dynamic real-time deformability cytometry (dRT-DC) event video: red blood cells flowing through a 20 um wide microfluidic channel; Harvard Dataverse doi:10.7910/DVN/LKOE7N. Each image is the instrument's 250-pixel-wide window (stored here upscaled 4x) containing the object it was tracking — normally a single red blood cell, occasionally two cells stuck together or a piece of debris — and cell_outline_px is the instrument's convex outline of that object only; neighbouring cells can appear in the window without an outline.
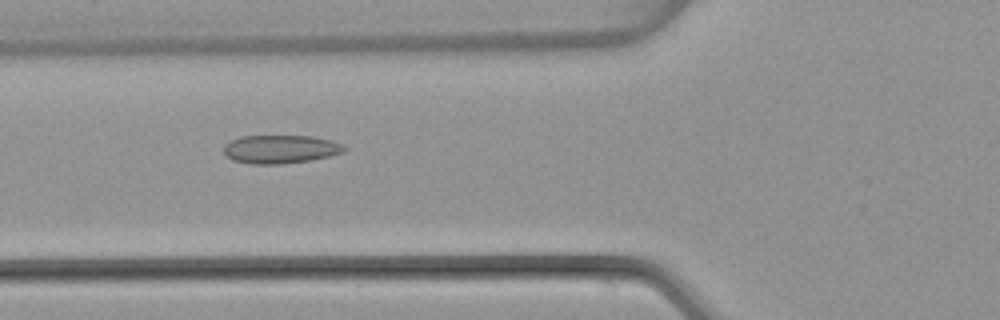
{"species": "common noctule bat (a hibernating species)", "species_latin": "Nyctalus noctula", "temperature_condition": "warm", "stored_images_in_passage": 43, "camera_frame_rate_fps": 3000, "um_per_image_px": 0.085, "animal": {"sex": "female", "body_mass_g": 22.7, "forearm_length_mm": 54.2}, "frame": {"image": 1, "passage_image": 11, "time_ms": 3.333, "image_size_px": [1000, 320], "cell_outline_px": [[348, 148], [344, 152], [312, 160], [280, 164], [252, 164], [232, 160], [224, 156], [224, 144], [240, 136], [312, 136], [332, 140], [344, 144]], "centroid_in_image_um": [23.85, 12.68], "position_along_channel_um": 102.0, "area_um2": 20.17}}
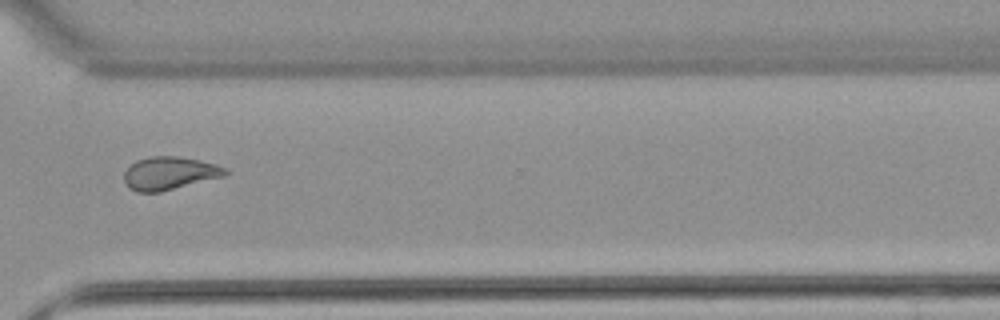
{"frame": {"image": 2, "passage_image": 30, "time_ms": 9.667, "image_size_px": [1000, 320], "cell_outline_px": [[228, 172], [224, 176], [160, 192], [136, 192], [128, 188], [124, 180], [124, 172], [136, 160], [148, 156], [176, 156], [200, 160], [216, 164], [228, 168]], "centroid_in_image_um": [14.4, 14.72], "position_along_channel_um": 356.2, "area_um2": 19.54}}
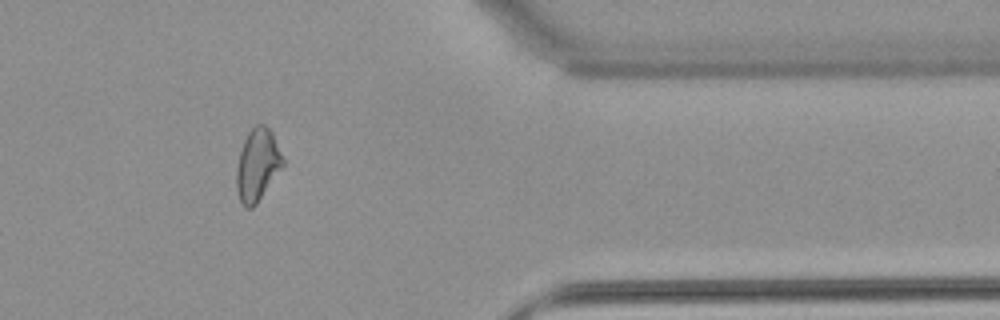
{"frame": {"image": 3, "passage_image": 34, "time_ms": 11.0, "image_size_px": [1000, 320], "cell_outline_px": [[284, 164], [256, 204], [252, 208], [244, 208], [240, 200], [236, 188], [236, 168], [240, 152], [244, 140], [248, 132], [256, 124], [264, 124], [272, 132], [284, 160]], "centroid_in_image_um": [21.87, 14.01], "position_along_channel_um": 389.5, "area_um2": 19.31}, "authors_computed_cell_mechanics": {"area_um2": 19.5942, "velocity_mm_per_s": 4.0049, "shape_relaxation_time_tau1_ms": null, "shape_relaxation_time_tau2_ms": 2.1134, "deformation_change_tau1": null, "deformation_change_tau2": 0.0956}}